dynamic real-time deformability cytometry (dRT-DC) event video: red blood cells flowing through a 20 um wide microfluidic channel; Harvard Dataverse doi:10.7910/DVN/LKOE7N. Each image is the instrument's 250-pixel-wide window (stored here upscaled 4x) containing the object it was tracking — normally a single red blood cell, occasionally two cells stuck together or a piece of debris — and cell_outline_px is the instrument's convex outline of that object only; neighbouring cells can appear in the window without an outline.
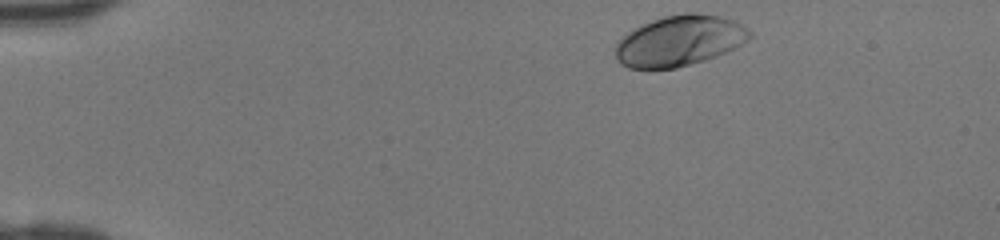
{"species": "human", "species_latin": "Homo sapiens", "temperature_condition": "room temperature", "stored_images_in_passage": 36, "camera_frame_rate_fps": 3000, "um_per_image_px": 0.085, "donor": {"sex": "female"}, "frame": {"image": 1, "passage_image": 1, "time_ms": 0.0, "image_size_px": [1000, 240], "cell_outline_px": [[752, 36], [748, 40], [716, 56], [704, 60], [676, 68], [628, 68], [620, 64], [616, 60], [616, 44], [628, 32], [652, 20], [664, 16], [684, 12], [696, 12], [720, 16], [732, 20], [748, 28], [752, 32]], "centroid_in_image_um": [57.76, 3.46], "position_along_channel_um": 27.2, "area_um2": 39.3}}
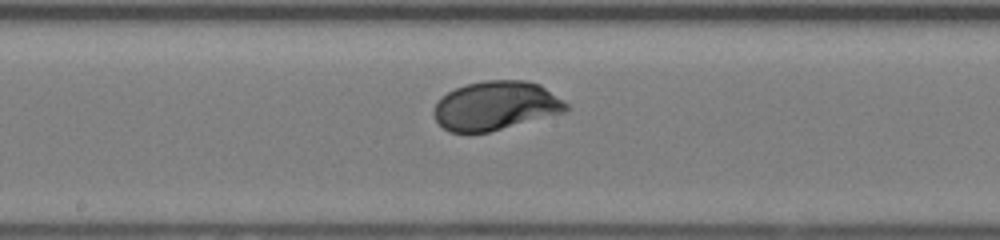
{"frame": {"image": 2, "passage_image": 19, "time_ms": 6.0, "image_size_px": [1000, 240], "cell_outline_px": [[568, 108], [564, 112], [488, 132], [448, 132], [436, 120], [432, 112], [440, 96], [456, 88], [468, 84], [484, 80], [528, 80], [540, 84], [568, 104]], "centroid_in_image_um": [42.11, 8.97], "position_along_channel_um": 206.1, "area_um2": 37.45}}
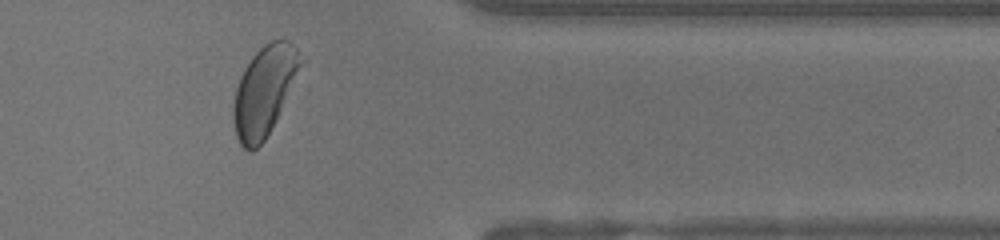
{"frame": {"image": 3, "passage_image": 32, "time_ms": 10.333, "image_size_px": [1000, 240], "cell_outline_px": [[308, 60], [276, 120], [264, 140], [252, 152], [248, 152], [240, 144], [236, 136], [232, 120], [232, 104], [236, 88], [240, 76], [244, 68], [252, 56], [264, 44], [272, 40], [288, 40]], "centroid_in_image_um": [22.51, 7.71], "position_along_channel_um": 388.9, "area_um2": 36.01}}